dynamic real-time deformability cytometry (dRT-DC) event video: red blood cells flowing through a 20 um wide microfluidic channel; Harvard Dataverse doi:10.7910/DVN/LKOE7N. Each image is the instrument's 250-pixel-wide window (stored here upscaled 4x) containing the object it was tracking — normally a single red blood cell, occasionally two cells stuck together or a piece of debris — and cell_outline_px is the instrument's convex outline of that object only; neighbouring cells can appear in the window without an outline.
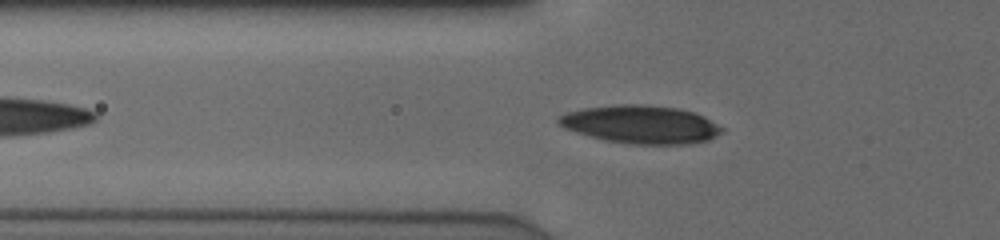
{"species": "human", "species_latin": "Homo sapiens", "temperature_condition": "cold", "stored_images_in_passage": 9, "camera_frame_rate_fps": 3000, "um_per_image_px": 0.085, "donor": {"sex": "male"}, "frame": {"image": 1, "passage_image": 6, "time_ms": 1.667, "image_size_px": [1000, 240], "cell_outline_px": [[724, 132], [708, 140], [688, 144], [628, 144], [604, 140], [588, 136], [564, 128], [556, 120], [560, 116], [568, 112], [584, 108], [624, 104], [640, 104], [676, 108], [692, 112], [704, 116], [724, 128]], "centroid_in_image_um": [54.49, 10.59], "position_along_channel_um": 71.3, "area_um2": 36.13}}
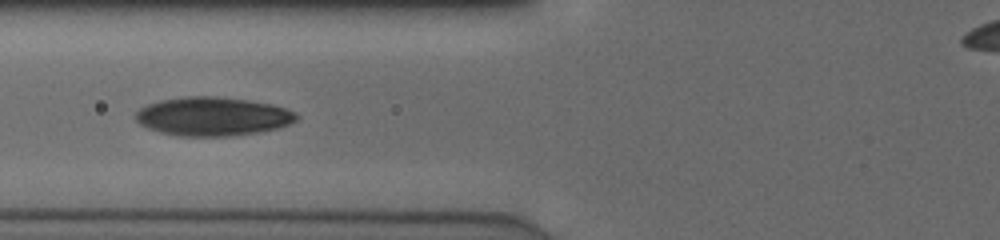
{"frame": {"image": 2, "passage_image": 8, "time_ms": 2.333, "image_size_px": [1000, 240], "cell_outline_px": [[300, 116], [296, 120], [280, 128], [256, 132], [228, 136], [176, 136], [160, 132], [148, 128], [140, 124], [136, 120], [136, 112], [140, 108], [148, 104], [160, 100], [188, 96], [216, 96], [248, 100], [272, 104], [296, 112]], "centroid_in_image_um": [18.08, 9.89], "position_along_channel_um": 107.7, "area_um2": 36.3}}